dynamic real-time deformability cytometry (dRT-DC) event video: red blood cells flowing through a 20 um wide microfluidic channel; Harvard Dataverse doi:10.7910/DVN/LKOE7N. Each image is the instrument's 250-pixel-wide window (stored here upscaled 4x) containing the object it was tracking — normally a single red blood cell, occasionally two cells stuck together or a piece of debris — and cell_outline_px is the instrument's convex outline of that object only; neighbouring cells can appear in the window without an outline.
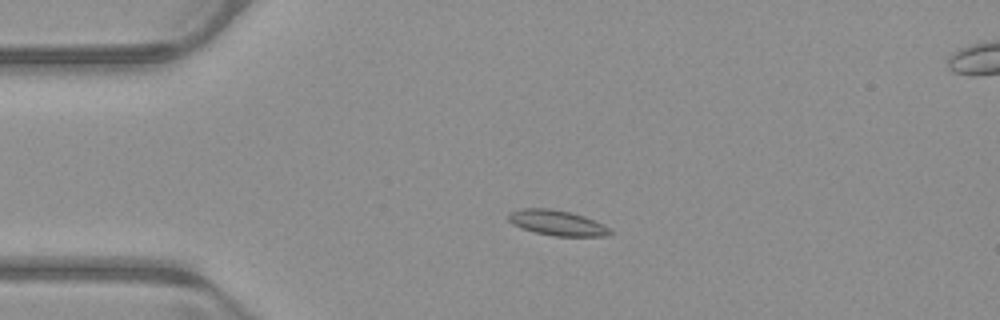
{"species": "common noctule bat (a hibernating species)", "species_latin": "Nyctalus noctula", "temperature_condition": "warm", "stored_images_in_passage": 54, "segment_of_instrument_passage": [1, 2], "camera_frame_rate_fps": 3000, "um_per_image_px": 0.085, "animal": {"sex": "male", "body_mass_g": 23.1, "forearm_length_mm": 52.7}, "frame": {"image": 1, "passage_image": 12, "time_ms": 3.667, "image_size_px": [1000, 320], "cell_outline_px": [[612, 232], [608, 236], [552, 236], [520, 228], [512, 224], [508, 220], [508, 216], [512, 212], [520, 208], [548, 208], [568, 212], [584, 216], [608, 228]], "centroid_in_image_um": [47.3, 18.95], "position_along_channel_um": 37.7, "area_um2": 14.74}}
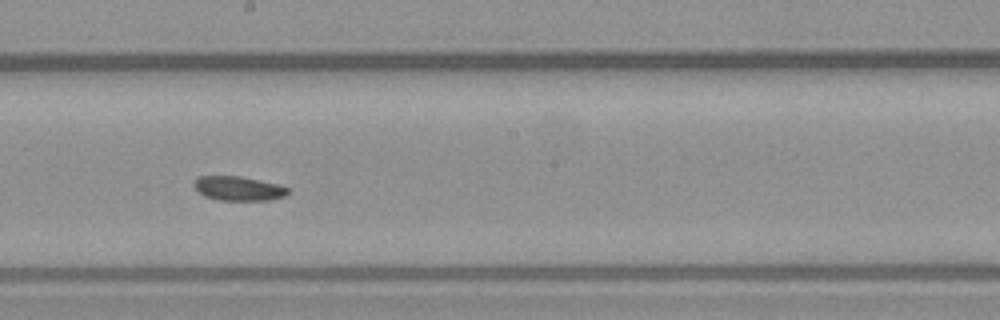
{"frame": {"image": 2, "passage_image": 29, "time_ms": 9.333, "image_size_px": [1000, 320], "cell_outline_px": [[288, 192], [284, 196], [268, 200], [220, 200], [204, 196], [192, 184], [200, 176], [240, 176], [276, 184], [288, 188]], "centroid_in_image_um": [20.25, 16.02], "position_along_channel_um": 228.0, "area_um2": 13.01}}
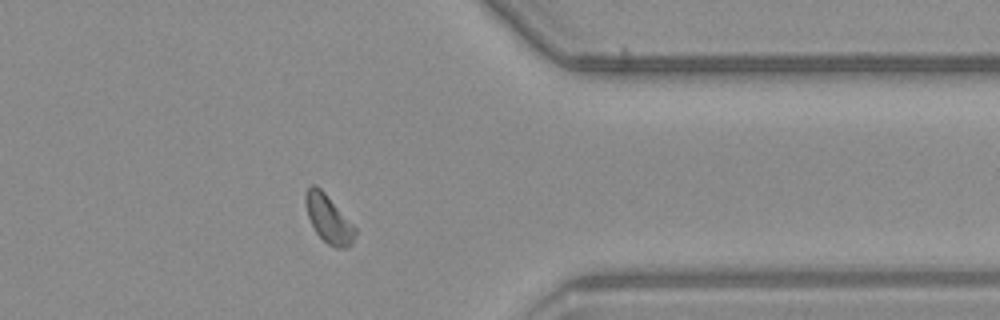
{"frame": {"image": 3, "passage_image": 42, "time_ms": 13.667, "image_size_px": [1000, 320], "cell_outline_px": [[356, 232], [352, 244], [344, 248], [336, 248], [328, 244], [316, 232], [308, 216], [304, 200], [304, 196], [308, 188], [312, 184], [316, 184], [324, 192], [356, 228]], "centroid_in_image_um": [27.92, 18.6], "position_along_channel_um": 383.5, "area_um2": 13.58}}